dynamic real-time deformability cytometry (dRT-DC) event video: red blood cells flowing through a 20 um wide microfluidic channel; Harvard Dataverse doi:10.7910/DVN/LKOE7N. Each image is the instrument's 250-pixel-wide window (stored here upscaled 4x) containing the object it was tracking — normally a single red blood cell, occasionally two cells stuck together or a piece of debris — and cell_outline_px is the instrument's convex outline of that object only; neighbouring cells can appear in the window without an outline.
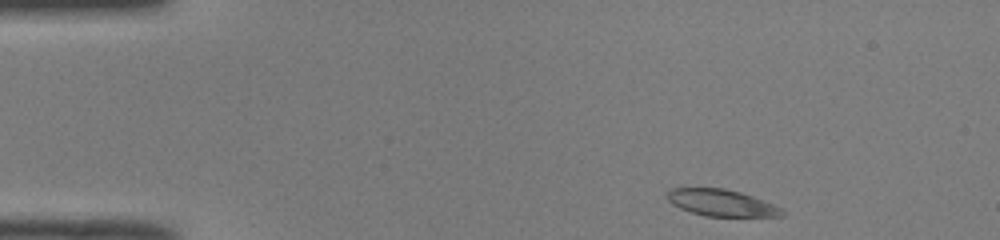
{"species": "common noctule bat (a hibernating species)", "species_latin": "Nyctalus noctula", "temperature_condition": "room temperature", "stored_images_in_passage": 45, "camera_frame_rate_fps": 3000, "um_per_image_px": 0.085, "animal": {"sex": "male", "body_mass_g": 19.0, "forearm_length_mm": 50.8}, "frame": {"image": 1, "passage_image": 1, "time_ms": 0.0, "image_size_px": [1000, 240], "cell_outline_px": [[784, 216], [704, 216], [680, 208], [672, 204], [668, 200], [668, 188], [724, 188], [740, 192], [752, 196], [772, 204], [780, 208], [784, 212]], "centroid_in_image_um": [61.29, 17.23], "position_along_channel_um": 23.7, "area_um2": 17.63}}
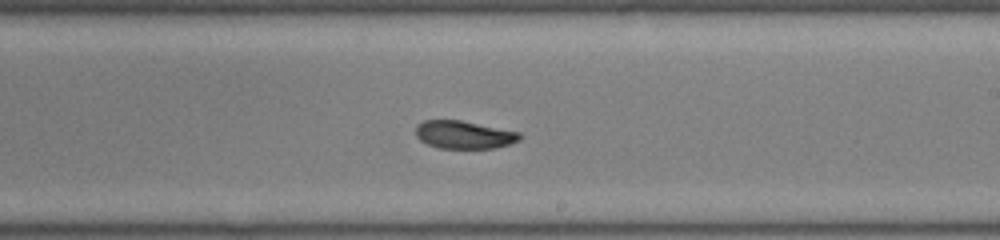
{"frame": {"image": 2, "passage_image": 24, "time_ms": 7.667, "image_size_px": [1000, 240], "cell_outline_px": [[524, 136], [520, 140], [496, 148], [440, 148], [428, 144], [420, 140], [416, 136], [416, 124], [424, 120], [460, 120], [520, 132]], "centroid_in_image_um": [39.45, 11.45], "position_along_channel_um": 249.5, "area_um2": 16.94}}
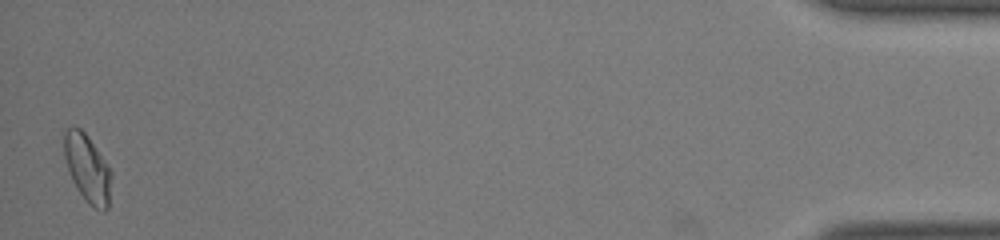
{"frame": {"image": 3, "passage_image": 44, "time_ms": 14.333, "image_size_px": [1000, 240], "cell_outline_px": [[112, 176], [108, 208], [104, 212], [88, 204], [84, 200], [76, 188], [72, 180], [64, 156], [64, 132], [72, 124], [80, 128], [88, 136], [112, 172]], "centroid_in_image_um": [7.43, 14.32], "position_along_channel_um": 427.8, "area_um2": 18.73}, "authors_computed_cell_mechanics": {"area_um2": 18.0336, "velocity_mm_per_s": 3.9912, "shape_relaxation_time_tau1_ms": 8.1086, "shape_relaxation_time_tau2_ms": 2.942, "deformation_change_tau1": 0.1614, "deformation_change_tau2": 0.0677}}